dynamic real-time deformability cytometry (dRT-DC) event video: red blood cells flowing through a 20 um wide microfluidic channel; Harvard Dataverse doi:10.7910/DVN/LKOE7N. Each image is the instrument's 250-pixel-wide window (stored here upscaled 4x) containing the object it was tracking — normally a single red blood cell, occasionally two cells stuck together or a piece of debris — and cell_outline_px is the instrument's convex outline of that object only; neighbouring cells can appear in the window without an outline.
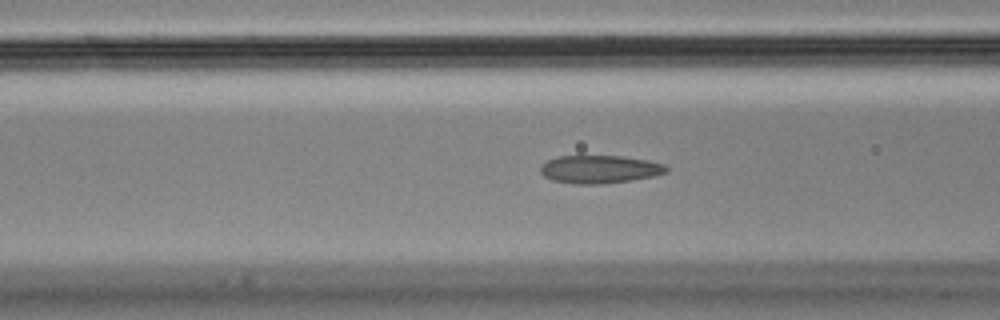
{"species": "Egyptian fruit bat (a non-hibernating species)", "species_latin": "Rousettus aegyptiacus", "temperature_condition": "cold", "stored_images_in_passage": 56, "camera_frame_rate_fps": 3000, "um_per_image_px": 0.085, "animal": {"sex": "male"}, "frame": {"image": 1, "passage_image": 21, "time_ms": 6.667, "image_size_px": [1000, 320], "cell_outline_px": [[668, 172], [652, 176], [632, 180], [600, 184], [576, 184], [552, 180], [544, 176], [540, 172], [540, 168], [548, 160], [556, 156], [624, 156], [648, 160], [664, 164], [668, 168]], "centroid_in_image_um": [50.98, 14.38], "position_along_channel_um": 115.6, "area_um2": 20.52}}
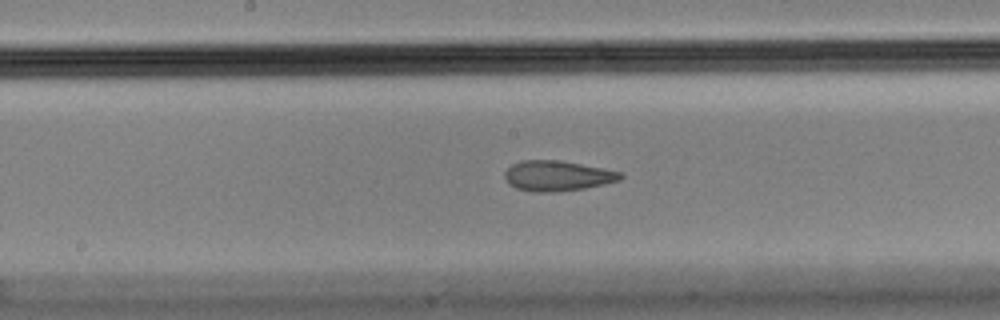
{"frame": {"image": 2, "passage_image": 28, "time_ms": 9.0, "image_size_px": [1000, 320], "cell_outline_px": [[624, 176], [620, 180], [584, 188], [556, 192], [532, 192], [516, 188], [508, 184], [504, 176], [504, 172], [512, 164], [520, 160], [560, 160], [624, 172]], "centroid_in_image_um": [47.36, 14.94], "position_along_channel_um": 200.8, "area_um2": 20.58}}
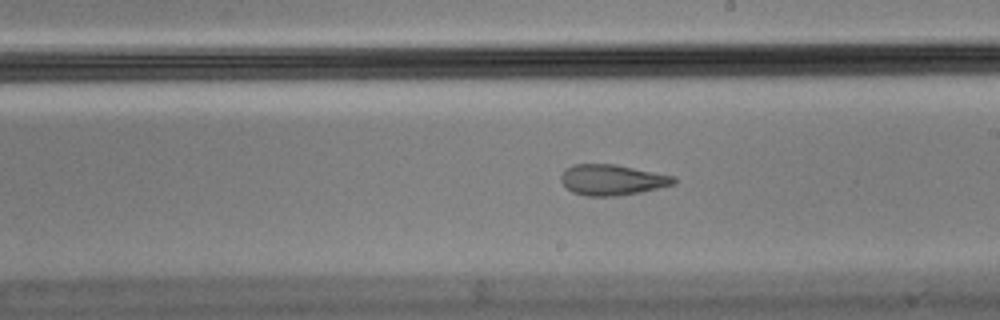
{"frame": {"image": 3, "passage_image": 31, "time_ms": 10.0, "image_size_px": [1000, 320], "cell_outline_px": [[676, 184], [640, 192], [616, 196], [588, 196], [572, 192], [560, 180], [560, 176], [572, 164], [616, 164], [676, 176]], "centroid_in_image_um": [52.07, 15.28], "position_along_channel_um": 236.9, "area_um2": 20.17}, "authors_computed_cell_mechanics": {"area_um2": 20.7791, "velocity_mm_per_s": 3.6356, "shape_relaxation_time_tau1_ms": null, "shape_relaxation_time_tau2_ms": 1.4437, "deformation_change_tau1": null, "deformation_change_tau2": 0.0785}}